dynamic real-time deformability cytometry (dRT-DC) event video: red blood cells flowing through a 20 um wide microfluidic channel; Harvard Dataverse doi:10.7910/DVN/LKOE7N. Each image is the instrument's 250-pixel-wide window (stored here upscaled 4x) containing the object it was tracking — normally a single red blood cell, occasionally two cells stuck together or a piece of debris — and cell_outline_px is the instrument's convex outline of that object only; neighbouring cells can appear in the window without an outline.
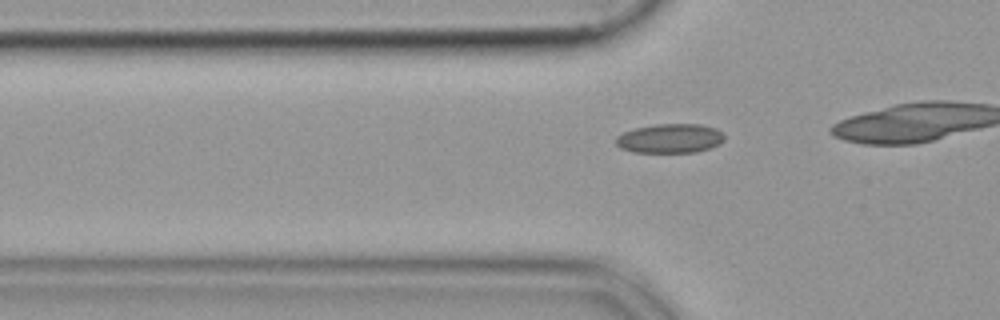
{"species": "common noctule bat (a hibernating species)", "species_latin": "Nyctalus noctula", "temperature_condition": "cold", "stored_images_in_passage": 17, "camera_frame_rate_fps": 3000, "um_per_image_px": 0.085, "animal": {"sex": "female", "body_mass_g": 19.9}, "frame": {"image": 1, "passage_image": 11, "time_ms": 3.333, "image_size_px": [1000, 320], "cell_outline_px": [[724, 140], [720, 144], [696, 152], [632, 152], [620, 148], [616, 144], [616, 136], [624, 132], [636, 128], [656, 124], [700, 124], [716, 128], [724, 136]], "centroid_in_image_um": [56.94, 11.76], "position_along_channel_um": 68.9, "area_um2": 18.44}}